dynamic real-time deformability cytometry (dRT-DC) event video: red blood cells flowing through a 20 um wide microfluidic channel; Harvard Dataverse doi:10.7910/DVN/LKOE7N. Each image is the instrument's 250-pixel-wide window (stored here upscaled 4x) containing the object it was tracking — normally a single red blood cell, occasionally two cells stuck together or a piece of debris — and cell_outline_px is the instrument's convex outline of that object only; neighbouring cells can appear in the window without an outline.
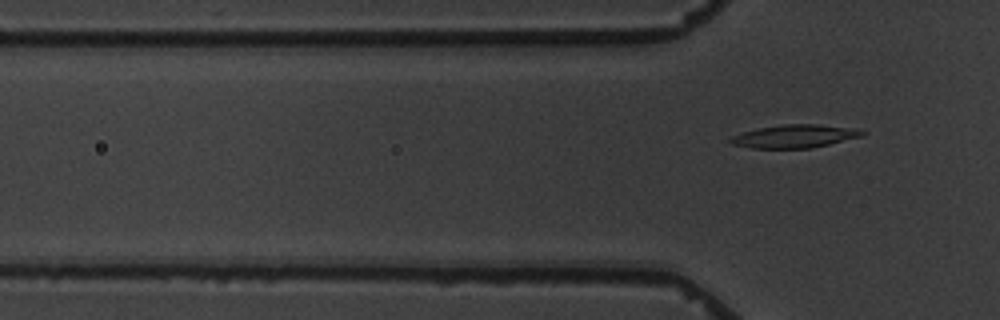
{"species": "common noctule bat (a hibernating species)", "species_latin": "Nyctalus noctula", "temperature_condition": "warm", "stored_images_in_passage": 7, "camera_frame_rate_fps": 3000, "um_per_image_px": 0.085, "animal": {"sex": "male", "body_mass_g": 19.5, "forearm_length_mm": 54.6}, "frame": {"image": 1, "passage_image": 7, "time_ms": 7.667, "image_size_px": [1000, 320], "cell_outline_px": [[868, 132], [860, 136], [812, 148], [752, 148], [732, 144], [728, 140], [732, 136], [744, 132], [760, 128], [784, 124], [820, 124], [856, 128]], "centroid_in_image_um": [67.56, 11.57], "position_along_channel_um": 58.2, "area_um2": 17.57}}